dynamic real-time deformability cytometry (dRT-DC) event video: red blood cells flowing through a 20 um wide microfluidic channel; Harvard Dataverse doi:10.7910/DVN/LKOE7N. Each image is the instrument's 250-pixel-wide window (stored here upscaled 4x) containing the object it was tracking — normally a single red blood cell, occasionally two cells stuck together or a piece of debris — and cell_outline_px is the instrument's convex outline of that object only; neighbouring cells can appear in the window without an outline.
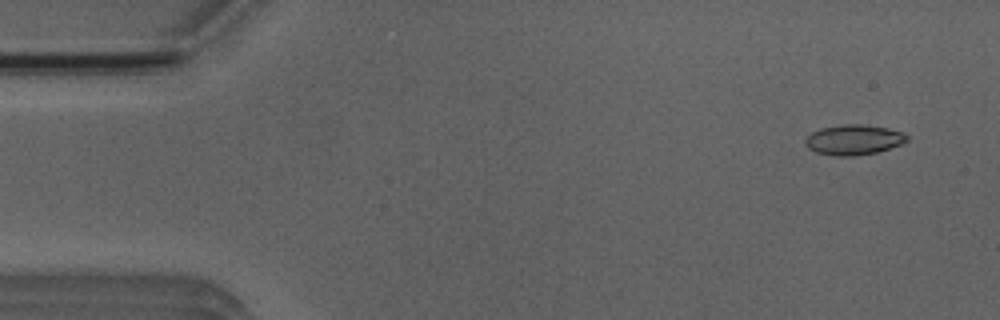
{"species": "Egyptian fruit bat (a non-hibernating species)", "species_latin": "Rousettus aegyptiacus", "temperature_condition": "room temperature", "stored_images_in_passage": 4, "camera_frame_rate_fps": 3000, "um_per_image_px": 0.085, "animal": {"sex": "male"}, "frame": {"image": 1, "passage_image": 1, "time_ms": 0.0, "image_size_px": [1000, 320], "cell_outline_px": [[908, 140], [900, 144], [876, 152], [856, 156], [836, 156], [816, 152], [808, 148], [804, 144], [804, 140], [812, 132], [820, 128], [844, 124], [860, 124], [888, 128], [900, 132], [908, 136]], "centroid_in_image_um": [72.52, 11.88], "position_along_channel_um": 12.5, "area_um2": 17.74}}
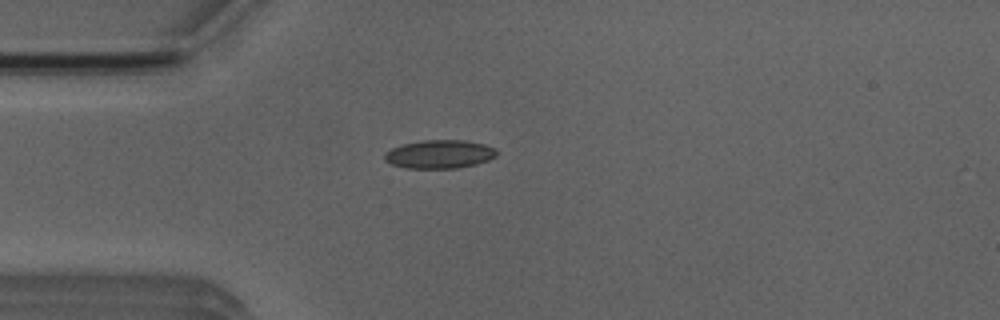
{"frame": {"image": 2, "passage_image": 4, "time_ms": 3.333, "image_size_px": [1000, 320], "cell_outline_px": [[496, 156], [488, 160], [476, 164], [456, 168], [408, 168], [392, 164], [384, 160], [384, 152], [392, 148], [404, 144], [424, 140], [464, 140], [484, 144], [492, 148], [496, 152]], "centroid_in_image_um": [37.33, 13.11], "position_along_channel_um": 47.7, "area_um2": 18.38}}